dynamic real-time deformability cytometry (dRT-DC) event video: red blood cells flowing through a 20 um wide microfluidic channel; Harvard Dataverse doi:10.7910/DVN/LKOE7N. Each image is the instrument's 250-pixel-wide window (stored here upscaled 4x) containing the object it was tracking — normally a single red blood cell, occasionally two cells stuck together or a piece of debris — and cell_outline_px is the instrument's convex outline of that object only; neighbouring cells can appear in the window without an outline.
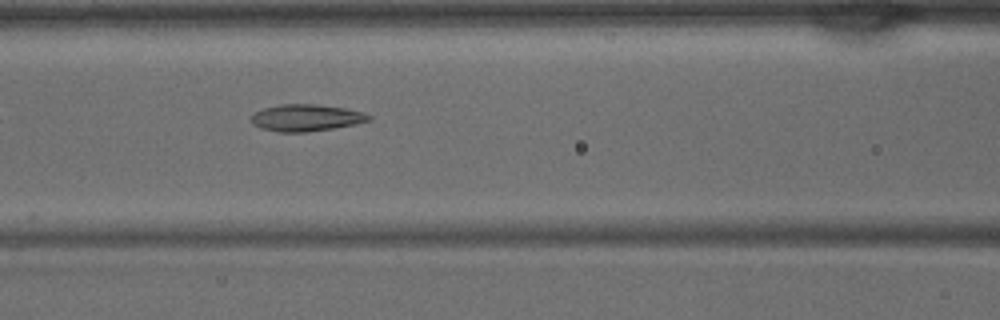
{"species": "common noctule bat (a hibernating species)", "species_latin": "Nyctalus noctula", "temperature_condition": "warm", "stored_images_in_passage": 29, "camera_frame_rate_fps": 3000, "um_per_image_px": 0.085, "animal": {"sex": "male", "body_mass_g": 15.6}, "frame": {"image": 1, "passage_image": 5, "time_ms": 1.333, "image_size_px": [1000, 320], "cell_outline_px": [[372, 120], [356, 124], [336, 128], [308, 132], [280, 132], [260, 128], [252, 124], [252, 116], [256, 112], [264, 108], [280, 104], [316, 104], [344, 108], [364, 112], [372, 116]], "centroid_in_image_um": [26.07, 10.01], "position_along_channel_um": 140.5, "area_um2": 18.5}}
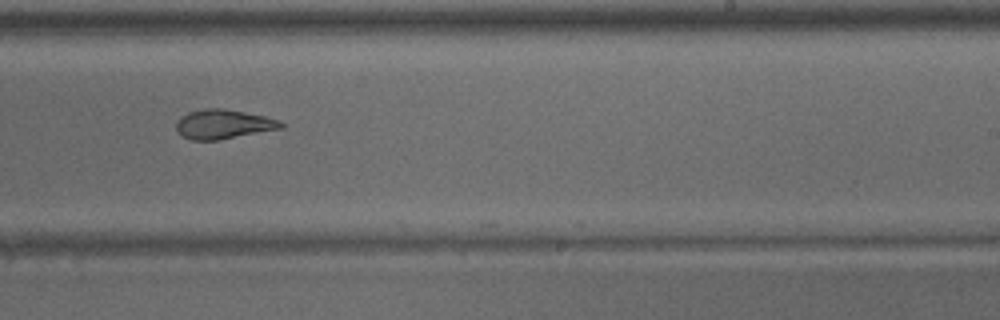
{"frame": {"image": 2, "passage_image": 13, "time_ms": 4.0, "image_size_px": [1000, 320], "cell_outline_px": [[284, 128], [220, 140], [192, 140], [180, 136], [176, 132], [176, 120], [180, 116], [188, 112], [204, 108], [224, 108], [264, 116], [280, 120], [284, 124]], "centroid_in_image_um": [18.95, 10.56], "position_along_channel_um": 270.0, "area_um2": 18.26}}